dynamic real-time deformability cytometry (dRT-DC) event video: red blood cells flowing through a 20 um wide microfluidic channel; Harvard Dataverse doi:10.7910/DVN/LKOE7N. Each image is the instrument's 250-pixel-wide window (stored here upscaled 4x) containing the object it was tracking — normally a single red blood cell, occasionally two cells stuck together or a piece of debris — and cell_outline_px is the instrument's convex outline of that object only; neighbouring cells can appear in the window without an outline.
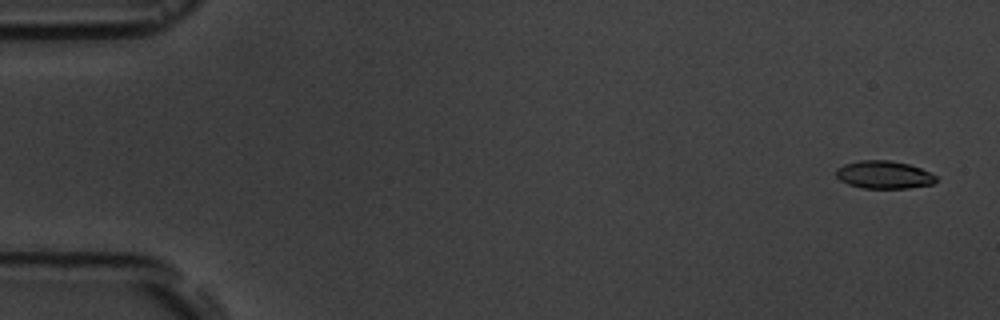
{"species": "common noctule bat (a hibernating species)", "species_latin": "Nyctalus noctula", "temperature_condition": "room temperature", "stored_images_in_passage": 7, "camera_frame_rate_fps": 3000, "um_per_image_px": 0.085, "animal": {"sex": "male", "body_mass_g": 19.5, "forearm_length_mm": 54.6}, "frame": {"image": 1, "passage_image": 1, "time_ms": 0.0, "image_size_px": [1000, 320], "cell_outline_px": [[936, 180], [932, 184], [908, 188], [864, 188], [848, 184], [840, 180], [836, 176], [836, 168], [844, 164], [860, 160], [888, 160], [908, 164], [920, 168], [936, 176]], "centroid_in_image_um": [75.1, 14.85], "position_along_channel_um": 9.9, "area_um2": 16.07}}
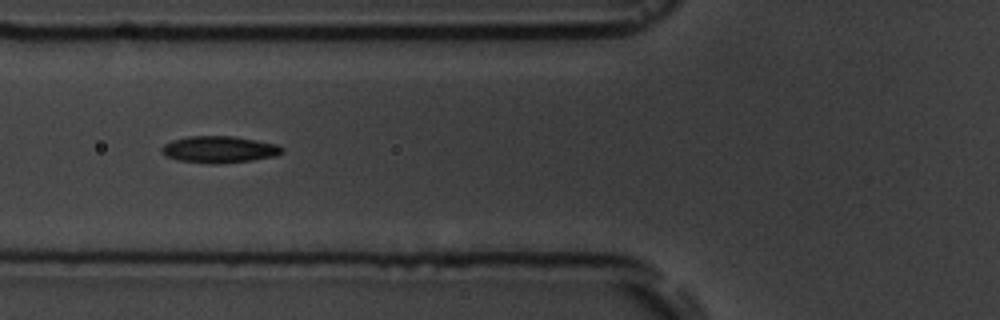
{"frame": {"image": 2, "passage_image": 6, "time_ms": 6.333, "image_size_px": [1000, 320], "cell_outline_px": [[284, 152], [276, 156], [252, 160], [216, 164], [212, 164], [176, 160], [164, 156], [160, 152], [160, 148], [164, 144], [172, 140], [188, 136], [236, 136], [276, 144], [284, 148]], "centroid_in_image_um": [18.6, 12.7], "position_along_channel_um": 107.2, "area_um2": 19.02}}
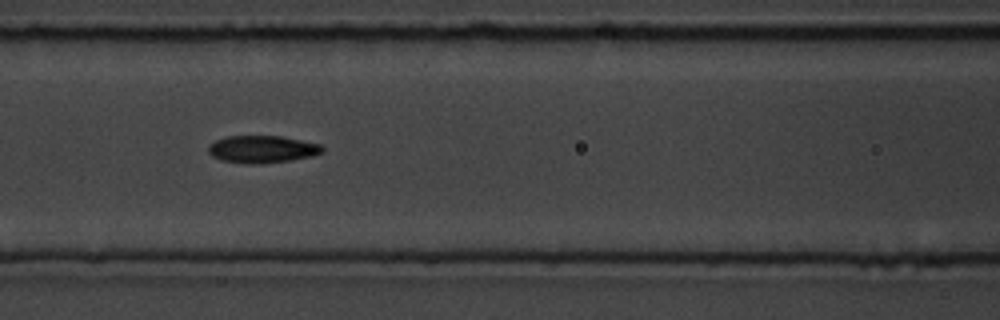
{"frame": {"image": 3, "passage_image": 7, "time_ms": 7.333, "image_size_px": [1000, 320], "cell_outline_px": [[324, 152], [312, 156], [292, 160], [260, 164], [248, 164], [220, 160], [212, 156], [208, 152], [208, 144], [224, 136], [280, 136], [320, 144], [324, 148]], "centroid_in_image_um": [22.26, 12.69], "position_along_channel_um": 144.3, "area_um2": 18.32}}